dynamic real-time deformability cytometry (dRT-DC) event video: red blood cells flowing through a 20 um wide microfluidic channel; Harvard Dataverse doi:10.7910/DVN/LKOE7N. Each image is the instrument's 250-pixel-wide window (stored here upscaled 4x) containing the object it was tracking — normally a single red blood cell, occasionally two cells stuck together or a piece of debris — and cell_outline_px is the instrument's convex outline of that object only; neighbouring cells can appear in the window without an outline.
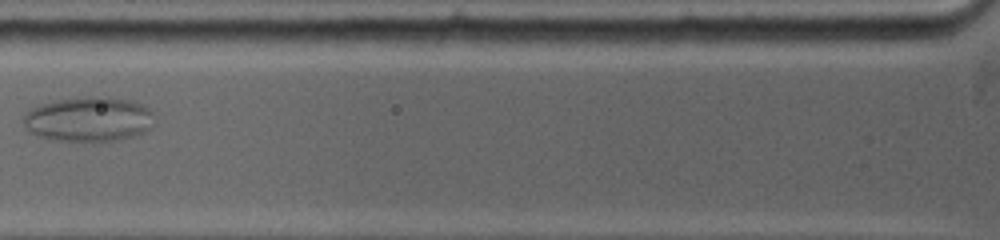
{"species": "common noctule bat (a hibernating species)", "species_latin": "Nyctalus noctula", "temperature_condition": "warm", "stored_images_in_passage": 15, "camera_frame_rate_fps": 5000, "um_per_image_px": 0.085, "animal": {"sex": "female", "body_mass_g": 19.0, "forearm_length_mm": 53.3}, "frame": {"image": 1, "passage_image": 9, "time_ms": 4.0, "image_size_px": [1000, 240], "cell_outline_px": [[156, 116], [148, 128], [144, 132], [132, 136], [116, 140], [56, 140], [36, 136], [28, 132], [24, 124], [24, 116], [32, 108], [40, 104], [60, 100], [92, 96], [100, 96], [128, 100], [140, 104], [148, 108]], "centroid_in_image_um": [7.53, 10.13], "position_along_channel_um": 118.3, "area_um2": 33.64}}
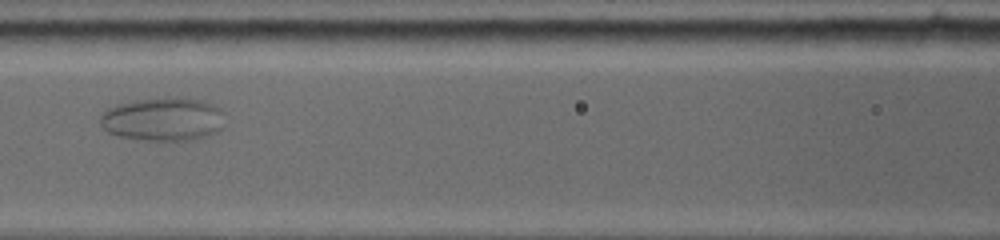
{"frame": {"image": 2, "passage_image": 11, "time_ms": 5.0, "image_size_px": [1000, 240], "cell_outline_px": [[224, 112], [220, 128], [216, 132], [208, 136], [192, 140], [144, 140], [120, 136], [108, 132], [100, 124], [100, 116], [108, 108], [116, 104], [140, 100], [168, 96], [180, 96], [196, 100], [220, 108]], "centroid_in_image_um": [13.84, 10.12], "position_along_channel_um": 152.8, "area_um2": 31.44}}
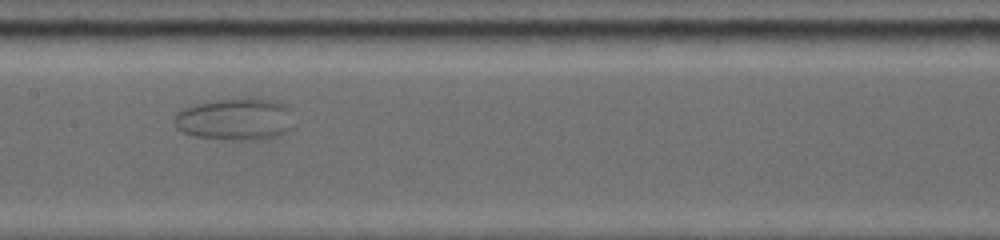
{"frame": {"image": 3, "passage_image": 13, "time_ms": 6.0, "image_size_px": [1000, 240], "cell_outline_px": [[292, 128], [288, 132], [280, 136], [260, 140], [224, 140], [192, 136], [180, 132], [176, 128], [172, 120], [176, 112], [184, 108], [196, 104], [212, 100], [248, 96], [256, 96], [272, 100], [284, 104]], "centroid_in_image_um": [19.92, 10.13], "position_along_channel_um": 187.5, "area_um2": 30.11}}